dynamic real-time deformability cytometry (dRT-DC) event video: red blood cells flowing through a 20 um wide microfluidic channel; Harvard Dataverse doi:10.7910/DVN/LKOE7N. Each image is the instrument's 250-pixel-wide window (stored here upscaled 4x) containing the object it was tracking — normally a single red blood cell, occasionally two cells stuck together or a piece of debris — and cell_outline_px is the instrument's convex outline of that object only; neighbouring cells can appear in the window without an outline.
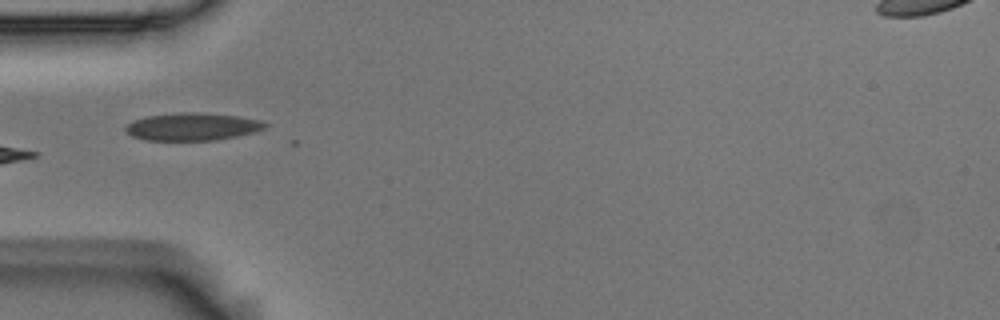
{"species": "Egyptian fruit bat (a non-hibernating species)", "species_latin": "Rousettus aegyptiacus", "temperature_condition": "room temperature", "stored_images_in_passage": 14, "camera_frame_rate_fps": 3000, "um_per_image_px": 0.085, "animal": {"sex": "male"}, "frame": {"image": 1, "passage_image": 1, "time_ms": 0.0, "image_size_px": [1000, 320], "cell_outline_px": [[268, 124], [264, 128], [256, 132], [216, 140], [148, 140], [132, 136], [124, 128], [132, 120], [144, 116], [180, 112], [200, 112], [236, 116], [260, 120]], "centroid_in_image_um": [16.34, 10.76], "position_along_channel_um": 68.7, "area_um2": 22.43}}